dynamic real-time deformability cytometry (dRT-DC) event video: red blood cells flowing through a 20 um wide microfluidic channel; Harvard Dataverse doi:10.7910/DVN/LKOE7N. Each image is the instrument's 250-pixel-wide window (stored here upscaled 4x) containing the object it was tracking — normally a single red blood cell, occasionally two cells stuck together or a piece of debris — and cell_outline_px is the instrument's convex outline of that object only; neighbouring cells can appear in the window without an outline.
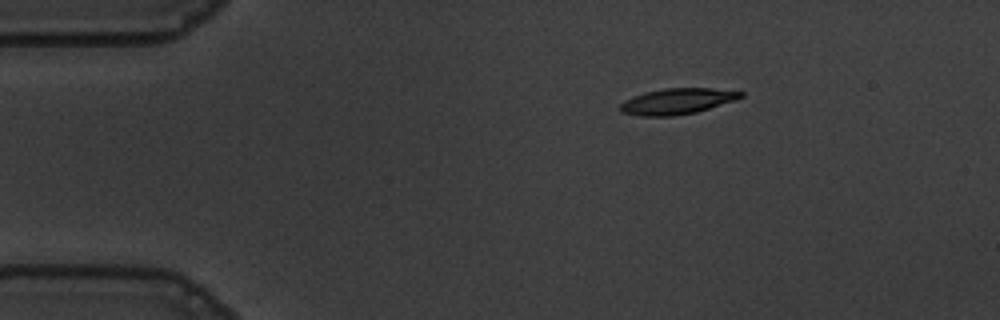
{"species": "common noctule bat (a hibernating species)", "species_latin": "Nyctalus noctula", "temperature_condition": "warm", "stored_images_in_passage": 47, "camera_frame_rate_fps": 3000, "um_per_image_px": 0.085, "animal": {"sex": "male", "body_mass_g": 19.5, "forearm_length_mm": 54.6}, "frame": {"image": 1, "passage_image": 1, "time_ms": 0.0, "image_size_px": [1000, 320], "cell_outline_px": [[744, 96], [736, 100], [696, 112], [672, 116], [640, 116], [620, 112], [620, 104], [624, 100], [632, 96], [644, 92], [664, 88], [712, 88], [744, 92]], "centroid_in_image_um": [57.54, 8.6], "position_along_channel_um": 27.5, "area_um2": 18.26}}
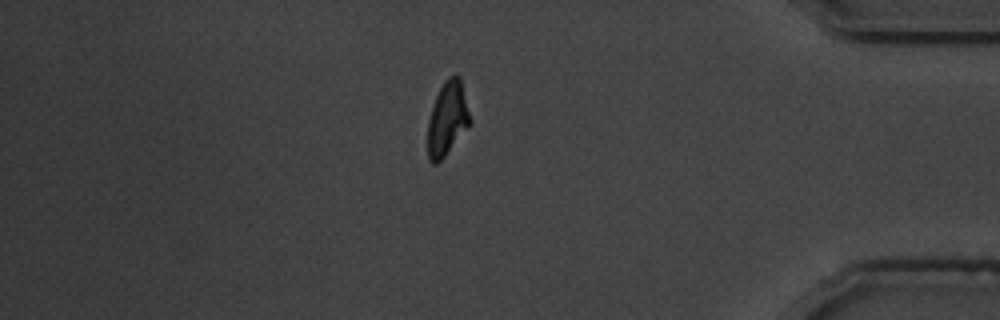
{"frame": {"image": 2, "passage_image": 39, "time_ms": 12.667, "image_size_px": [1000, 320], "cell_outline_px": [[472, 120], [444, 156], [436, 164], [432, 164], [428, 160], [428, 120], [436, 96], [444, 80], [448, 76], [456, 72], [460, 76]], "centroid_in_image_um": [38.03, 10.02], "position_along_channel_um": 397.2, "area_um2": 18.09}}
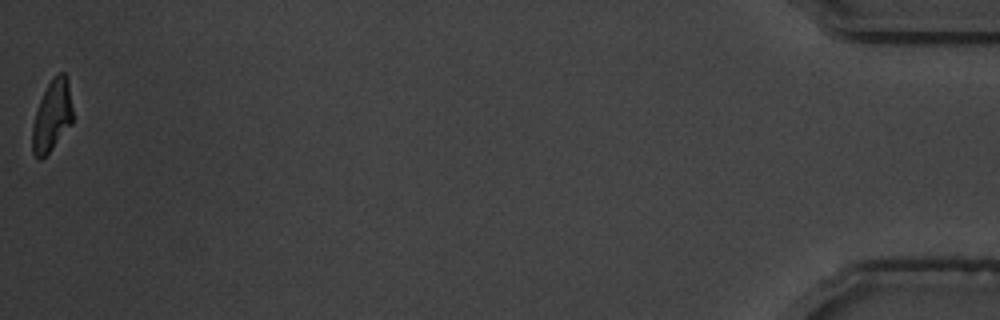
{"frame": {"image": 3, "passage_image": 47, "time_ms": 15.333, "image_size_px": [1000, 320], "cell_outline_px": [[72, 124], [52, 148], [40, 160], [32, 152], [32, 124], [40, 100], [52, 76], [60, 72], [64, 72], [68, 80], [72, 108]], "centroid_in_image_um": [4.42, 9.83], "position_along_channel_um": 430.8, "area_um2": 16.65}, "authors_computed_cell_mechanics": {"area_um2": 18.6694, "velocity_mm_per_s": 3.6549, "shape_relaxation_time_tau1_ms": 2.1653, "shape_relaxation_time_tau2_ms": 3.769, "deformation_change_tau1": 0.1755, "deformation_change_tau2": 0.1194}}